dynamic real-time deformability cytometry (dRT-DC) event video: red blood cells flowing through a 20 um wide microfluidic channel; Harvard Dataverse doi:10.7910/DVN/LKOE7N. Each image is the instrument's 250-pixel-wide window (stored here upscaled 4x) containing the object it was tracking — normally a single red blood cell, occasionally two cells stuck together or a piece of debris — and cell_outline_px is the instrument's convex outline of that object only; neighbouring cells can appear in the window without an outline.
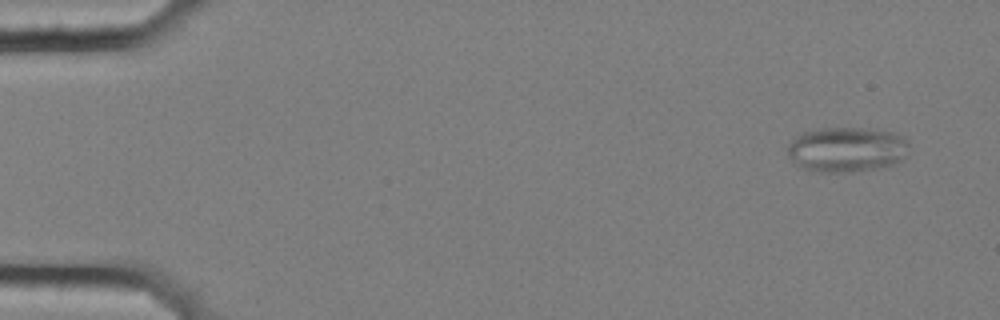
{"species": "common noctule bat (a hibernating species)", "species_latin": "Nyctalus noctula", "temperature_condition": "cold", "stored_images_in_passage": 16, "camera_frame_rate_fps": 3000, "um_per_image_px": 0.085, "animal": {"sex": "female", "body_mass_g": 25.1}, "frame": {"image": 1, "passage_image": 4, "time_ms": 1.0, "image_size_px": [1000, 320], "cell_outline_px": [[908, 156], [892, 164], [876, 168], [852, 172], [812, 172], [796, 164], [788, 156], [788, 144], [796, 136], [804, 132], [820, 128], [860, 128], [892, 132], [908, 140]], "centroid_in_image_um": [71.96, 12.71], "position_along_channel_um": 13.0, "area_um2": 31.91}}